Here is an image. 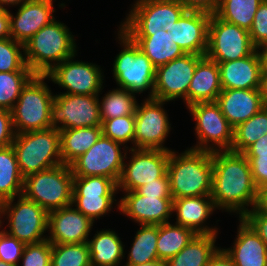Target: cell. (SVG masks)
I'll list each match as a JSON object with an SVG mask.
<instances>
[{
  "label": "cell",
  "mask_w": 267,
  "mask_h": 266,
  "mask_svg": "<svg viewBox=\"0 0 267 266\" xmlns=\"http://www.w3.org/2000/svg\"><path fill=\"white\" fill-rule=\"evenodd\" d=\"M213 176L211 197L215 207L239 214L242 218L256 203V187L249 160L242 153L212 152ZM249 206V207H248Z\"/></svg>",
  "instance_id": "obj_1"
},
{
  "label": "cell",
  "mask_w": 267,
  "mask_h": 266,
  "mask_svg": "<svg viewBox=\"0 0 267 266\" xmlns=\"http://www.w3.org/2000/svg\"><path fill=\"white\" fill-rule=\"evenodd\" d=\"M170 151L167 174L172 199L211 195L212 153L189 148Z\"/></svg>",
  "instance_id": "obj_2"
},
{
  "label": "cell",
  "mask_w": 267,
  "mask_h": 266,
  "mask_svg": "<svg viewBox=\"0 0 267 266\" xmlns=\"http://www.w3.org/2000/svg\"><path fill=\"white\" fill-rule=\"evenodd\" d=\"M56 19L24 44L25 62L35 75H47L65 59L77 56L74 35Z\"/></svg>",
  "instance_id": "obj_3"
},
{
  "label": "cell",
  "mask_w": 267,
  "mask_h": 266,
  "mask_svg": "<svg viewBox=\"0 0 267 266\" xmlns=\"http://www.w3.org/2000/svg\"><path fill=\"white\" fill-rule=\"evenodd\" d=\"M12 147L24 178L62 164L60 135L56 128L15 134Z\"/></svg>",
  "instance_id": "obj_4"
},
{
  "label": "cell",
  "mask_w": 267,
  "mask_h": 266,
  "mask_svg": "<svg viewBox=\"0 0 267 266\" xmlns=\"http://www.w3.org/2000/svg\"><path fill=\"white\" fill-rule=\"evenodd\" d=\"M122 50L113 63V77L118 88L141 94L149 89L153 97L156 67L140 50L139 46L120 28L117 33Z\"/></svg>",
  "instance_id": "obj_5"
},
{
  "label": "cell",
  "mask_w": 267,
  "mask_h": 266,
  "mask_svg": "<svg viewBox=\"0 0 267 266\" xmlns=\"http://www.w3.org/2000/svg\"><path fill=\"white\" fill-rule=\"evenodd\" d=\"M45 79L46 75H35L22 89L11 110L15 134L51 128V104L55 94L44 82Z\"/></svg>",
  "instance_id": "obj_6"
},
{
  "label": "cell",
  "mask_w": 267,
  "mask_h": 266,
  "mask_svg": "<svg viewBox=\"0 0 267 266\" xmlns=\"http://www.w3.org/2000/svg\"><path fill=\"white\" fill-rule=\"evenodd\" d=\"M73 174L70 165L30 174L24 178L23 195L47 212L72 204Z\"/></svg>",
  "instance_id": "obj_7"
},
{
  "label": "cell",
  "mask_w": 267,
  "mask_h": 266,
  "mask_svg": "<svg viewBox=\"0 0 267 266\" xmlns=\"http://www.w3.org/2000/svg\"><path fill=\"white\" fill-rule=\"evenodd\" d=\"M0 204L1 216L8 219V235L24 244L38 243L47 239L48 212L23 194ZM8 217H7V216ZM6 216V217H5Z\"/></svg>",
  "instance_id": "obj_8"
},
{
  "label": "cell",
  "mask_w": 267,
  "mask_h": 266,
  "mask_svg": "<svg viewBox=\"0 0 267 266\" xmlns=\"http://www.w3.org/2000/svg\"><path fill=\"white\" fill-rule=\"evenodd\" d=\"M128 148L101 135L95 144L70 164L72 174L74 177H108L118 184Z\"/></svg>",
  "instance_id": "obj_9"
},
{
  "label": "cell",
  "mask_w": 267,
  "mask_h": 266,
  "mask_svg": "<svg viewBox=\"0 0 267 266\" xmlns=\"http://www.w3.org/2000/svg\"><path fill=\"white\" fill-rule=\"evenodd\" d=\"M187 109L196 122L194 128L198 140L196 145L190 148L211 153L231 150L234 128L216 102L196 103Z\"/></svg>",
  "instance_id": "obj_10"
},
{
  "label": "cell",
  "mask_w": 267,
  "mask_h": 266,
  "mask_svg": "<svg viewBox=\"0 0 267 266\" xmlns=\"http://www.w3.org/2000/svg\"><path fill=\"white\" fill-rule=\"evenodd\" d=\"M99 96L55 94L51 104V128L64 130L101 126Z\"/></svg>",
  "instance_id": "obj_11"
},
{
  "label": "cell",
  "mask_w": 267,
  "mask_h": 266,
  "mask_svg": "<svg viewBox=\"0 0 267 266\" xmlns=\"http://www.w3.org/2000/svg\"><path fill=\"white\" fill-rule=\"evenodd\" d=\"M255 50L248 30L211 15L206 57L216 62H228L247 57Z\"/></svg>",
  "instance_id": "obj_12"
},
{
  "label": "cell",
  "mask_w": 267,
  "mask_h": 266,
  "mask_svg": "<svg viewBox=\"0 0 267 266\" xmlns=\"http://www.w3.org/2000/svg\"><path fill=\"white\" fill-rule=\"evenodd\" d=\"M166 101L147 97L141 105L138 103L135 111V134L133 149L166 150V138L170 134L171 124L167 111L164 109Z\"/></svg>",
  "instance_id": "obj_13"
},
{
  "label": "cell",
  "mask_w": 267,
  "mask_h": 266,
  "mask_svg": "<svg viewBox=\"0 0 267 266\" xmlns=\"http://www.w3.org/2000/svg\"><path fill=\"white\" fill-rule=\"evenodd\" d=\"M117 191L118 184L108 177H73L72 205L95 222L111 211Z\"/></svg>",
  "instance_id": "obj_14"
},
{
  "label": "cell",
  "mask_w": 267,
  "mask_h": 266,
  "mask_svg": "<svg viewBox=\"0 0 267 266\" xmlns=\"http://www.w3.org/2000/svg\"><path fill=\"white\" fill-rule=\"evenodd\" d=\"M124 22L123 32H157L168 27L187 10L180 1L136 0Z\"/></svg>",
  "instance_id": "obj_15"
},
{
  "label": "cell",
  "mask_w": 267,
  "mask_h": 266,
  "mask_svg": "<svg viewBox=\"0 0 267 266\" xmlns=\"http://www.w3.org/2000/svg\"><path fill=\"white\" fill-rule=\"evenodd\" d=\"M201 55L185 53L156 68L153 97L166 102L183 99L188 107V88Z\"/></svg>",
  "instance_id": "obj_16"
},
{
  "label": "cell",
  "mask_w": 267,
  "mask_h": 266,
  "mask_svg": "<svg viewBox=\"0 0 267 266\" xmlns=\"http://www.w3.org/2000/svg\"><path fill=\"white\" fill-rule=\"evenodd\" d=\"M75 56L56 65L46 76L47 79L66 90L65 94H99L104 87L102 69L97 64L76 60Z\"/></svg>",
  "instance_id": "obj_17"
},
{
  "label": "cell",
  "mask_w": 267,
  "mask_h": 266,
  "mask_svg": "<svg viewBox=\"0 0 267 266\" xmlns=\"http://www.w3.org/2000/svg\"><path fill=\"white\" fill-rule=\"evenodd\" d=\"M132 154L123 165L118 190L135 191L167 174L170 151L128 148Z\"/></svg>",
  "instance_id": "obj_18"
},
{
  "label": "cell",
  "mask_w": 267,
  "mask_h": 266,
  "mask_svg": "<svg viewBox=\"0 0 267 266\" xmlns=\"http://www.w3.org/2000/svg\"><path fill=\"white\" fill-rule=\"evenodd\" d=\"M125 195L116 203L119 212L140 225L169 223L173 214V199L143 196L136 191H122Z\"/></svg>",
  "instance_id": "obj_19"
},
{
  "label": "cell",
  "mask_w": 267,
  "mask_h": 266,
  "mask_svg": "<svg viewBox=\"0 0 267 266\" xmlns=\"http://www.w3.org/2000/svg\"><path fill=\"white\" fill-rule=\"evenodd\" d=\"M93 223L72 204L50 211L47 240L51 244L87 243Z\"/></svg>",
  "instance_id": "obj_20"
},
{
  "label": "cell",
  "mask_w": 267,
  "mask_h": 266,
  "mask_svg": "<svg viewBox=\"0 0 267 266\" xmlns=\"http://www.w3.org/2000/svg\"><path fill=\"white\" fill-rule=\"evenodd\" d=\"M210 17L211 14L206 12L186 10L177 22L168 27L172 41L185 53L205 56Z\"/></svg>",
  "instance_id": "obj_21"
},
{
  "label": "cell",
  "mask_w": 267,
  "mask_h": 266,
  "mask_svg": "<svg viewBox=\"0 0 267 266\" xmlns=\"http://www.w3.org/2000/svg\"><path fill=\"white\" fill-rule=\"evenodd\" d=\"M54 12L53 0H27L19 6L15 16L9 10L11 38L25 44L42 27L55 20Z\"/></svg>",
  "instance_id": "obj_22"
},
{
  "label": "cell",
  "mask_w": 267,
  "mask_h": 266,
  "mask_svg": "<svg viewBox=\"0 0 267 266\" xmlns=\"http://www.w3.org/2000/svg\"><path fill=\"white\" fill-rule=\"evenodd\" d=\"M216 103L233 128L265 106L260 89H222Z\"/></svg>",
  "instance_id": "obj_23"
},
{
  "label": "cell",
  "mask_w": 267,
  "mask_h": 266,
  "mask_svg": "<svg viewBox=\"0 0 267 266\" xmlns=\"http://www.w3.org/2000/svg\"><path fill=\"white\" fill-rule=\"evenodd\" d=\"M216 209L210 195L173 199L172 212H176L175 224L187 227L195 234H218L217 227L205 224Z\"/></svg>",
  "instance_id": "obj_24"
},
{
  "label": "cell",
  "mask_w": 267,
  "mask_h": 266,
  "mask_svg": "<svg viewBox=\"0 0 267 266\" xmlns=\"http://www.w3.org/2000/svg\"><path fill=\"white\" fill-rule=\"evenodd\" d=\"M222 89H260L261 61L257 50L228 62H217Z\"/></svg>",
  "instance_id": "obj_25"
},
{
  "label": "cell",
  "mask_w": 267,
  "mask_h": 266,
  "mask_svg": "<svg viewBox=\"0 0 267 266\" xmlns=\"http://www.w3.org/2000/svg\"><path fill=\"white\" fill-rule=\"evenodd\" d=\"M239 222L233 246L224 251L236 266H267V245L242 218Z\"/></svg>",
  "instance_id": "obj_26"
},
{
  "label": "cell",
  "mask_w": 267,
  "mask_h": 266,
  "mask_svg": "<svg viewBox=\"0 0 267 266\" xmlns=\"http://www.w3.org/2000/svg\"><path fill=\"white\" fill-rule=\"evenodd\" d=\"M157 68L181 57L183 49L173 42L171 32L164 28L157 32H125Z\"/></svg>",
  "instance_id": "obj_27"
},
{
  "label": "cell",
  "mask_w": 267,
  "mask_h": 266,
  "mask_svg": "<svg viewBox=\"0 0 267 266\" xmlns=\"http://www.w3.org/2000/svg\"><path fill=\"white\" fill-rule=\"evenodd\" d=\"M221 91L218 63L203 56L197 62L188 88V106L196 103L216 102Z\"/></svg>",
  "instance_id": "obj_28"
},
{
  "label": "cell",
  "mask_w": 267,
  "mask_h": 266,
  "mask_svg": "<svg viewBox=\"0 0 267 266\" xmlns=\"http://www.w3.org/2000/svg\"><path fill=\"white\" fill-rule=\"evenodd\" d=\"M91 266H118L125 257L124 244L111 229L97 231L87 241Z\"/></svg>",
  "instance_id": "obj_29"
},
{
  "label": "cell",
  "mask_w": 267,
  "mask_h": 266,
  "mask_svg": "<svg viewBox=\"0 0 267 266\" xmlns=\"http://www.w3.org/2000/svg\"><path fill=\"white\" fill-rule=\"evenodd\" d=\"M62 163L70 165L83 155L102 135V127L59 130Z\"/></svg>",
  "instance_id": "obj_30"
},
{
  "label": "cell",
  "mask_w": 267,
  "mask_h": 266,
  "mask_svg": "<svg viewBox=\"0 0 267 266\" xmlns=\"http://www.w3.org/2000/svg\"><path fill=\"white\" fill-rule=\"evenodd\" d=\"M217 234H196L178 254L167 261V266H207L219 249Z\"/></svg>",
  "instance_id": "obj_31"
},
{
  "label": "cell",
  "mask_w": 267,
  "mask_h": 266,
  "mask_svg": "<svg viewBox=\"0 0 267 266\" xmlns=\"http://www.w3.org/2000/svg\"><path fill=\"white\" fill-rule=\"evenodd\" d=\"M21 175L12 145L0 148V204L23 193Z\"/></svg>",
  "instance_id": "obj_32"
},
{
  "label": "cell",
  "mask_w": 267,
  "mask_h": 266,
  "mask_svg": "<svg viewBox=\"0 0 267 266\" xmlns=\"http://www.w3.org/2000/svg\"><path fill=\"white\" fill-rule=\"evenodd\" d=\"M195 235L191 229L170 222L158 225V260L167 262L173 258Z\"/></svg>",
  "instance_id": "obj_33"
},
{
  "label": "cell",
  "mask_w": 267,
  "mask_h": 266,
  "mask_svg": "<svg viewBox=\"0 0 267 266\" xmlns=\"http://www.w3.org/2000/svg\"><path fill=\"white\" fill-rule=\"evenodd\" d=\"M158 225H141L136 231L127 262L123 266L146 264L158 260Z\"/></svg>",
  "instance_id": "obj_34"
},
{
  "label": "cell",
  "mask_w": 267,
  "mask_h": 266,
  "mask_svg": "<svg viewBox=\"0 0 267 266\" xmlns=\"http://www.w3.org/2000/svg\"><path fill=\"white\" fill-rule=\"evenodd\" d=\"M264 134H267V106L234 128L230 151L243 153Z\"/></svg>",
  "instance_id": "obj_35"
},
{
  "label": "cell",
  "mask_w": 267,
  "mask_h": 266,
  "mask_svg": "<svg viewBox=\"0 0 267 266\" xmlns=\"http://www.w3.org/2000/svg\"><path fill=\"white\" fill-rule=\"evenodd\" d=\"M263 0H220L215 15L249 31L255 13Z\"/></svg>",
  "instance_id": "obj_36"
},
{
  "label": "cell",
  "mask_w": 267,
  "mask_h": 266,
  "mask_svg": "<svg viewBox=\"0 0 267 266\" xmlns=\"http://www.w3.org/2000/svg\"><path fill=\"white\" fill-rule=\"evenodd\" d=\"M135 95L121 88L109 90L102 100L99 99L101 120L134 115L138 104Z\"/></svg>",
  "instance_id": "obj_37"
},
{
  "label": "cell",
  "mask_w": 267,
  "mask_h": 266,
  "mask_svg": "<svg viewBox=\"0 0 267 266\" xmlns=\"http://www.w3.org/2000/svg\"><path fill=\"white\" fill-rule=\"evenodd\" d=\"M34 76L32 71L0 72V109L11 111L22 89Z\"/></svg>",
  "instance_id": "obj_38"
},
{
  "label": "cell",
  "mask_w": 267,
  "mask_h": 266,
  "mask_svg": "<svg viewBox=\"0 0 267 266\" xmlns=\"http://www.w3.org/2000/svg\"><path fill=\"white\" fill-rule=\"evenodd\" d=\"M51 266H91L88 244H52Z\"/></svg>",
  "instance_id": "obj_39"
},
{
  "label": "cell",
  "mask_w": 267,
  "mask_h": 266,
  "mask_svg": "<svg viewBox=\"0 0 267 266\" xmlns=\"http://www.w3.org/2000/svg\"><path fill=\"white\" fill-rule=\"evenodd\" d=\"M23 52L24 44L12 38L0 39V72L31 71Z\"/></svg>",
  "instance_id": "obj_40"
},
{
  "label": "cell",
  "mask_w": 267,
  "mask_h": 266,
  "mask_svg": "<svg viewBox=\"0 0 267 266\" xmlns=\"http://www.w3.org/2000/svg\"><path fill=\"white\" fill-rule=\"evenodd\" d=\"M102 135L113 141L125 144H133L135 134V115L120 116L102 120Z\"/></svg>",
  "instance_id": "obj_41"
},
{
  "label": "cell",
  "mask_w": 267,
  "mask_h": 266,
  "mask_svg": "<svg viewBox=\"0 0 267 266\" xmlns=\"http://www.w3.org/2000/svg\"><path fill=\"white\" fill-rule=\"evenodd\" d=\"M52 244L46 239L38 243L25 244L21 266H51Z\"/></svg>",
  "instance_id": "obj_42"
},
{
  "label": "cell",
  "mask_w": 267,
  "mask_h": 266,
  "mask_svg": "<svg viewBox=\"0 0 267 266\" xmlns=\"http://www.w3.org/2000/svg\"><path fill=\"white\" fill-rule=\"evenodd\" d=\"M248 32L256 49L267 44V0L260 3Z\"/></svg>",
  "instance_id": "obj_43"
},
{
  "label": "cell",
  "mask_w": 267,
  "mask_h": 266,
  "mask_svg": "<svg viewBox=\"0 0 267 266\" xmlns=\"http://www.w3.org/2000/svg\"><path fill=\"white\" fill-rule=\"evenodd\" d=\"M25 244L8 235L4 229L0 231V261L19 265Z\"/></svg>",
  "instance_id": "obj_44"
},
{
  "label": "cell",
  "mask_w": 267,
  "mask_h": 266,
  "mask_svg": "<svg viewBox=\"0 0 267 266\" xmlns=\"http://www.w3.org/2000/svg\"><path fill=\"white\" fill-rule=\"evenodd\" d=\"M250 163L252 177L256 187L267 184V151H244L242 153Z\"/></svg>",
  "instance_id": "obj_45"
},
{
  "label": "cell",
  "mask_w": 267,
  "mask_h": 266,
  "mask_svg": "<svg viewBox=\"0 0 267 266\" xmlns=\"http://www.w3.org/2000/svg\"><path fill=\"white\" fill-rule=\"evenodd\" d=\"M135 191L143 196H158V198H172L170 192L168 174H166L161 178L154 179L153 182L146 183L145 185L137 188Z\"/></svg>",
  "instance_id": "obj_46"
},
{
  "label": "cell",
  "mask_w": 267,
  "mask_h": 266,
  "mask_svg": "<svg viewBox=\"0 0 267 266\" xmlns=\"http://www.w3.org/2000/svg\"><path fill=\"white\" fill-rule=\"evenodd\" d=\"M242 219L259 235L267 245V214L258 212L255 208L249 210Z\"/></svg>",
  "instance_id": "obj_47"
},
{
  "label": "cell",
  "mask_w": 267,
  "mask_h": 266,
  "mask_svg": "<svg viewBox=\"0 0 267 266\" xmlns=\"http://www.w3.org/2000/svg\"><path fill=\"white\" fill-rule=\"evenodd\" d=\"M14 137L11 111L0 109V148L12 145Z\"/></svg>",
  "instance_id": "obj_48"
},
{
  "label": "cell",
  "mask_w": 267,
  "mask_h": 266,
  "mask_svg": "<svg viewBox=\"0 0 267 266\" xmlns=\"http://www.w3.org/2000/svg\"><path fill=\"white\" fill-rule=\"evenodd\" d=\"M187 10L215 14L220 0H180Z\"/></svg>",
  "instance_id": "obj_49"
},
{
  "label": "cell",
  "mask_w": 267,
  "mask_h": 266,
  "mask_svg": "<svg viewBox=\"0 0 267 266\" xmlns=\"http://www.w3.org/2000/svg\"><path fill=\"white\" fill-rule=\"evenodd\" d=\"M207 266H236L224 248H219L209 260Z\"/></svg>",
  "instance_id": "obj_50"
},
{
  "label": "cell",
  "mask_w": 267,
  "mask_h": 266,
  "mask_svg": "<svg viewBox=\"0 0 267 266\" xmlns=\"http://www.w3.org/2000/svg\"><path fill=\"white\" fill-rule=\"evenodd\" d=\"M11 38L10 14L8 9L0 8V39Z\"/></svg>",
  "instance_id": "obj_51"
},
{
  "label": "cell",
  "mask_w": 267,
  "mask_h": 266,
  "mask_svg": "<svg viewBox=\"0 0 267 266\" xmlns=\"http://www.w3.org/2000/svg\"><path fill=\"white\" fill-rule=\"evenodd\" d=\"M254 208L258 212L267 214V184L258 189Z\"/></svg>",
  "instance_id": "obj_52"
},
{
  "label": "cell",
  "mask_w": 267,
  "mask_h": 266,
  "mask_svg": "<svg viewBox=\"0 0 267 266\" xmlns=\"http://www.w3.org/2000/svg\"><path fill=\"white\" fill-rule=\"evenodd\" d=\"M245 151H267V134L261 136L256 142L249 146Z\"/></svg>",
  "instance_id": "obj_53"
},
{
  "label": "cell",
  "mask_w": 267,
  "mask_h": 266,
  "mask_svg": "<svg viewBox=\"0 0 267 266\" xmlns=\"http://www.w3.org/2000/svg\"><path fill=\"white\" fill-rule=\"evenodd\" d=\"M256 50L259 54L261 61V72L267 73V44L258 47Z\"/></svg>",
  "instance_id": "obj_54"
},
{
  "label": "cell",
  "mask_w": 267,
  "mask_h": 266,
  "mask_svg": "<svg viewBox=\"0 0 267 266\" xmlns=\"http://www.w3.org/2000/svg\"><path fill=\"white\" fill-rule=\"evenodd\" d=\"M260 92L264 105L267 106V73H261Z\"/></svg>",
  "instance_id": "obj_55"
},
{
  "label": "cell",
  "mask_w": 267,
  "mask_h": 266,
  "mask_svg": "<svg viewBox=\"0 0 267 266\" xmlns=\"http://www.w3.org/2000/svg\"><path fill=\"white\" fill-rule=\"evenodd\" d=\"M27 0H0V8L1 9H8L6 6H20Z\"/></svg>",
  "instance_id": "obj_56"
},
{
  "label": "cell",
  "mask_w": 267,
  "mask_h": 266,
  "mask_svg": "<svg viewBox=\"0 0 267 266\" xmlns=\"http://www.w3.org/2000/svg\"><path fill=\"white\" fill-rule=\"evenodd\" d=\"M133 266H167V262L163 260H155L146 264H139Z\"/></svg>",
  "instance_id": "obj_57"
},
{
  "label": "cell",
  "mask_w": 267,
  "mask_h": 266,
  "mask_svg": "<svg viewBox=\"0 0 267 266\" xmlns=\"http://www.w3.org/2000/svg\"><path fill=\"white\" fill-rule=\"evenodd\" d=\"M0 266H20V265H14V264L5 263L3 261H0Z\"/></svg>",
  "instance_id": "obj_58"
},
{
  "label": "cell",
  "mask_w": 267,
  "mask_h": 266,
  "mask_svg": "<svg viewBox=\"0 0 267 266\" xmlns=\"http://www.w3.org/2000/svg\"><path fill=\"white\" fill-rule=\"evenodd\" d=\"M147 1H180V0H147Z\"/></svg>",
  "instance_id": "obj_59"
},
{
  "label": "cell",
  "mask_w": 267,
  "mask_h": 266,
  "mask_svg": "<svg viewBox=\"0 0 267 266\" xmlns=\"http://www.w3.org/2000/svg\"><path fill=\"white\" fill-rule=\"evenodd\" d=\"M1 218H2V216H1V213H0V228H2L1 226H2V223H3Z\"/></svg>",
  "instance_id": "obj_60"
}]
</instances>
